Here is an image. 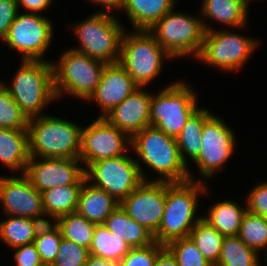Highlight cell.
Wrapping results in <instances>:
<instances>
[{
  "instance_id": "d6986e66",
  "label": "cell",
  "mask_w": 267,
  "mask_h": 266,
  "mask_svg": "<svg viewBox=\"0 0 267 266\" xmlns=\"http://www.w3.org/2000/svg\"><path fill=\"white\" fill-rule=\"evenodd\" d=\"M137 88L122 103L107 113L104 118L125 132L130 138L150 126V103L152 94Z\"/></svg>"
},
{
  "instance_id": "60d3db41",
  "label": "cell",
  "mask_w": 267,
  "mask_h": 266,
  "mask_svg": "<svg viewBox=\"0 0 267 266\" xmlns=\"http://www.w3.org/2000/svg\"><path fill=\"white\" fill-rule=\"evenodd\" d=\"M16 266H42L39 252L34 243L13 248Z\"/></svg>"
},
{
  "instance_id": "3957f363",
  "label": "cell",
  "mask_w": 267,
  "mask_h": 266,
  "mask_svg": "<svg viewBox=\"0 0 267 266\" xmlns=\"http://www.w3.org/2000/svg\"><path fill=\"white\" fill-rule=\"evenodd\" d=\"M82 126L49 115L29 119V156L40 158H79Z\"/></svg>"
},
{
  "instance_id": "603a6c76",
  "label": "cell",
  "mask_w": 267,
  "mask_h": 266,
  "mask_svg": "<svg viewBox=\"0 0 267 266\" xmlns=\"http://www.w3.org/2000/svg\"><path fill=\"white\" fill-rule=\"evenodd\" d=\"M103 225L130 248L147 246L155 241L153 234L130 218L120 205L106 218Z\"/></svg>"
},
{
  "instance_id": "2e32d148",
  "label": "cell",
  "mask_w": 267,
  "mask_h": 266,
  "mask_svg": "<svg viewBox=\"0 0 267 266\" xmlns=\"http://www.w3.org/2000/svg\"><path fill=\"white\" fill-rule=\"evenodd\" d=\"M0 203L8 216L33 218L44 224L50 222L44 218L42 193L25 174L0 177Z\"/></svg>"
},
{
  "instance_id": "30bf717a",
  "label": "cell",
  "mask_w": 267,
  "mask_h": 266,
  "mask_svg": "<svg viewBox=\"0 0 267 266\" xmlns=\"http://www.w3.org/2000/svg\"><path fill=\"white\" fill-rule=\"evenodd\" d=\"M129 155L117 156L91 163L85 169L88 182L105 190L121 203L143 181H148L139 161Z\"/></svg>"
},
{
  "instance_id": "ee69618b",
  "label": "cell",
  "mask_w": 267,
  "mask_h": 266,
  "mask_svg": "<svg viewBox=\"0 0 267 266\" xmlns=\"http://www.w3.org/2000/svg\"><path fill=\"white\" fill-rule=\"evenodd\" d=\"M94 4L102 5L103 8H106L107 10H104V12L109 13L113 10H122L124 0H90Z\"/></svg>"
},
{
  "instance_id": "4fadbf2b",
  "label": "cell",
  "mask_w": 267,
  "mask_h": 266,
  "mask_svg": "<svg viewBox=\"0 0 267 266\" xmlns=\"http://www.w3.org/2000/svg\"><path fill=\"white\" fill-rule=\"evenodd\" d=\"M235 133L216 115H211L203 124L201 152L193 161L203 179L212 178L224 169V164L235 151ZM219 170V171H218Z\"/></svg>"
},
{
  "instance_id": "ac0fdd59",
  "label": "cell",
  "mask_w": 267,
  "mask_h": 266,
  "mask_svg": "<svg viewBox=\"0 0 267 266\" xmlns=\"http://www.w3.org/2000/svg\"><path fill=\"white\" fill-rule=\"evenodd\" d=\"M139 88L126 69L119 63L106 64L95 92L88 99L94 100L101 108L104 117Z\"/></svg>"
},
{
  "instance_id": "8992f818",
  "label": "cell",
  "mask_w": 267,
  "mask_h": 266,
  "mask_svg": "<svg viewBox=\"0 0 267 266\" xmlns=\"http://www.w3.org/2000/svg\"><path fill=\"white\" fill-rule=\"evenodd\" d=\"M113 14L100 11L73 25L79 48H72L106 64L119 61L125 28Z\"/></svg>"
},
{
  "instance_id": "6da1fadb",
  "label": "cell",
  "mask_w": 267,
  "mask_h": 266,
  "mask_svg": "<svg viewBox=\"0 0 267 266\" xmlns=\"http://www.w3.org/2000/svg\"><path fill=\"white\" fill-rule=\"evenodd\" d=\"M203 181L166 182V200L161 224L153 235L162 245L189 236L192 228L203 217H195L199 194H207Z\"/></svg>"
},
{
  "instance_id": "52a82bcc",
  "label": "cell",
  "mask_w": 267,
  "mask_h": 266,
  "mask_svg": "<svg viewBox=\"0 0 267 266\" xmlns=\"http://www.w3.org/2000/svg\"><path fill=\"white\" fill-rule=\"evenodd\" d=\"M105 65L71 48L65 51L57 64L52 62L56 98L65 93L87 102L99 84Z\"/></svg>"
},
{
  "instance_id": "f6af8a7d",
  "label": "cell",
  "mask_w": 267,
  "mask_h": 266,
  "mask_svg": "<svg viewBox=\"0 0 267 266\" xmlns=\"http://www.w3.org/2000/svg\"><path fill=\"white\" fill-rule=\"evenodd\" d=\"M85 266H119V262L89 255Z\"/></svg>"
},
{
  "instance_id": "277c9868",
  "label": "cell",
  "mask_w": 267,
  "mask_h": 266,
  "mask_svg": "<svg viewBox=\"0 0 267 266\" xmlns=\"http://www.w3.org/2000/svg\"><path fill=\"white\" fill-rule=\"evenodd\" d=\"M1 83L28 119L40 116L51 101L58 100L54 91L52 61L22 59L12 85Z\"/></svg>"
},
{
  "instance_id": "7c38bea8",
  "label": "cell",
  "mask_w": 267,
  "mask_h": 266,
  "mask_svg": "<svg viewBox=\"0 0 267 266\" xmlns=\"http://www.w3.org/2000/svg\"><path fill=\"white\" fill-rule=\"evenodd\" d=\"M52 26L50 19L42 14L18 13L4 42L21 52L23 60H42L52 41Z\"/></svg>"
},
{
  "instance_id": "ba28073f",
  "label": "cell",
  "mask_w": 267,
  "mask_h": 266,
  "mask_svg": "<svg viewBox=\"0 0 267 266\" xmlns=\"http://www.w3.org/2000/svg\"><path fill=\"white\" fill-rule=\"evenodd\" d=\"M197 95L185 82L170 83L150 103V126L177 138L191 115L199 108Z\"/></svg>"
},
{
  "instance_id": "7402d4cb",
  "label": "cell",
  "mask_w": 267,
  "mask_h": 266,
  "mask_svg": "<svg viewBox=\"0 0 267 266\" xmlns=\"http://www.w3.org/2000/svg\"><path fill=\"white\" fill-rule=\"evenodd\" d=\"M175 1L177 0H124L122 9L135 30H150L176 7Z\"/></svg>"
},
{
  "instance_id": "83f0119b",
  "label": "cell",
  "mask_w": 267,
  "mask_h": 266,
  "mask_svg": "<svg viewBox=\"0 0 267 266\" xmlns=\"http://www.w3.org/2000/svg\"><path fill=\"white\" fill-rule=\"evenodd\" d=\"M43 224L33 218L8 216L0 222V239L11 248L34 243Z\"/></svg>"
},
{
  "instance_id": "d6a6232c",
  "label": "cell",
  "mask_w": 267,
  "mask_h": 266,
  "mask_svg": "<svg viewBox=\"0 0 267 266\" xmlns=\"http://www.w3.org/2000/svg\"><path fill=\"white\" fill-rule=\"evenodd\" d=\"M238 236L248 247L259 253L267 247V218L247 211Z\"/></svg>"
},
{
  "instance_id": "44dd1931",
  "label": "cell",
  "mask_w": 267,
  "mask_h": 266,
  "mask_svg": "<svg viewBox=\"0 0 267 266\" xmlns=\"http://www.w3.org/2000/svg\"><path fill=\"white\" fill-rule=\"evenodd\" d=\"M28 130L0 127V162L12 171L24 174L29 161Z\"/></svg>"
},
{
  "instance_id": "ab89813d",
  "label": "cell",
  "mask_w": 267,
  "mask_h": 266,
  "mask_svg": "<svg viewBox=\"0 0 267 266\" xmlns=\"http://www.w3.org/2000/svg\"><path fill=\"white\" fill-rule=\"evenodd\" d=\"M20 9L17 0H0V40H5Z\"/></svg>"
},
{
  "instance_id": "8fae6325",
  "label": "cell",
  "mask_w": 267,
  "mask_h": 266,
  "mask_svg": "<svg viewBox=\"0 0 267 266\" xmlns=\"http://www.w3.org/2000/svg\"><path fill=\"white\" fill-rule=\"evenodd\" d=\"M258 45L250 37L228 32L227 30L205 31L200 54L196 58L207 65H213L223 71H234L248 61Z\"/></svg>"
},
{
  "instance_id": "1f68e13d",
  "label": "cell",
  "mask_w": 267,
  "mask_h": 266,
  "mask_svg": "<svg viewBox=\"0 0 267 266\" xmlns=\"http://www.w3.org/2000/svg\"><path fill=\"white\" fill-rule=\"evenodd\" d=\"M55 224L60 228L64 239L89 249L93 239L95 223L75 212L59 217Z\"/></svg>"
},
{
  "instance_id": "9a60e30c",
  "label": "cell",
  "mask_w": 267,
  "mask_h": 266,
  "mask_svg": "<svg viewBox=\"0 0 267 266\" xmlns=\"http://www.w3.org/2000/svg\"><path fill=\"white\" fill-rule=\"evenodd\" d=\"M165 200L166 182L148 180L132 191L120 206L130 218L154 235L162 221Z\"/></svg>"
},
{
  "instance_id": "f546056e",
  "label": "cell",
  "mask_w": 267,
  "mask_h": 266,
  "mask_svg": "<svg viewBox=\"0 0 267 266\" xmlns=\"http://www.w3.org/2000/svg\"><path fill=\"white\" fill-rule=\"evenodd\" d=\"M129 245L113 235L103 224L96 225L89 247L92 256L119 262L130 250Z\"/></svg>"
},
{
  "instance_id": "9c48e42d",
  "label": "cell",
  "mask_w": 267,
  "mask_h": 266,
  "mask_svg": "<svg viewBox=\"0 0 267 266\" xmlns=\"http://www.w3.org/2000/svg\"><path fill=\"white\" fill-rule=\"evenodd\" d=\"M174 9L165 14L149 31L173 58L189 54L197 58L205 31H211L212 27L205 24V19L201 17L177 13Z\"/></svg>"
},
{
  "instance_id": "b9f144b4",
  "label": "cell",
  "mask_w": 267,
  "mask_h": 266,
  "mask_svg": "<svg viewBox=\"0 0 267 266\" xmlns=\"http://www.w3.org/2000/svg\"><path fill=\"white\" fill-rule=\"evenodd\" d=\"M52 0H17L18 8L20 4L26 8L29 13H38L51 6Z\"/></svg>"
},
{
  "instance_id": "7a4b0ae2",
  "label": "cell",
  "mask_w": 267,
  "mask_h": 266,
  "mask_svg": "<svg viewBox=\"0 0 267 266\" xmlns=\"http://www.w3.org/2000/svg\"><path fill=\"white\" fill-rule=\"evenodd\" d=\"M131 148L140 160L161 175L155 181H197L180 156L176 138L148 126L131 137Z\"/></svg>"
},
{
  "instance_id": "e575fe53",
  "label": "cell",
  "mask_w": 267,
  "mask_h": 266,
  "mask_svg": "<svg viewBox=\"0 0 267 266\" xmlns=\"http://www.w3.org/2000/svg\"><path fill=\"white\" fill-rule=\"evenodd\" d=\"M29 119L0 81V127L12 130H28Z\"/></svg>"
},
{
  "instance_id": "7dc6e473",
  "label": "cell",
  "mask_w": 267,
  "mask_h": 266,
  "mask_svg": "<svg viewBox=\"0 0 267 266\" xmlns=\"http://www.w3.org/2000/svg\"><path fill=\"white\" fill-rule=\"evenodd\" d=\"M42 266H55L54 264H42Z\"/></svg>"
},
{
  "instance_id": "bcb514c9",
  "label": "cell",
  "mask_w": 267,
  "mask_h": 266,
  "mask_svg": "<svg viewBox=\"0 0 267 266\" xmlns=\"http://www.w3.org/2000/svg\"><path fill=\"white\" fill-rule=\"evenodd\" d=\"M264 252H265V259H266V261H267V247L263 250Z\"/></svg>"
},
{
  "instance_id": "e0dca14e",
  "label": "cell",
  "mask_w": 267,
  "mask_h": 266,
  "mask_svg": "<svg viewBox=\"0 0 267 266\" xmlns=\"http://www.w3.org/2000/svg\"><path fill=\"white\" fill-rule=\"evenodd\" d=\"M29 157L25 175L40 193L47 189L67 184H84L85 168L79 158Z\"/></svg>"
},
{
  "instance_id": "5bb4252c",
  "label": "cell",
  "mask_w": 267,
  "mask_h": 266,
  "mask_svg": "<svg viewBox=\"0 0 267 266\" xmlns=\"http://www.w3.org/2000/svg\"><path fill=\"white\" fill-rule=\"evenodd\" d=\"M131 145V138L113 126L104 117L81 130V151L79 159L88 167L95 161L125 155Z\"/></svg>"
},
{
  "instance_id": "f1b7e54d",
  "label": "cell",
  "mask_w": 267,
  "mask_h": 266,
  "mask_svg": "<svg viewBox=\"0 0 267 266\" xmlns=\"http://www.w3.org/2000/svg\"><path fill=\"white\" fill-rule=\"evenodd\" d=\"M197 246L203 257L216 266L222 249L224 236L201 218L192 228L188 236Z\"/></svg>"
},
{
  "instance_id": "836d02e7",
  "label": "cell",
  "mask_w": 267,
  "mask_h": 266,
  "mask_svg": "<svg viewBox=\"0 0 267 266\" xmlns=\"http://www.w3.org/2000/svg\"><path fill=\"white\" fill-rule=\"evenodd\" d=\"M62 238L60 228L53 221L38 230L34 244L43 264H53L56 260Z\"/></svg>"
},
{
  "instance_id": "4dcf8cb0",
  "label": "cell",
  "mask_w": 267,
  "mask_h": 266,
  "mask_svg": "<svg viewBox=\"0 0 267 266\" xmlns=\"http://www.w3.org/2000/svg\"><path fill=\"white\" fill-rule=\"evenodd\" d=\"M258 255L238 235L224 236L220 258L216 266H260Z\"/></svg>"
},
{
  "instance_id": "d4e9b609",
  "label": "cell",
  "mask_w": 267,
  "mask_h": 266,
  "mask_svg": "<svg viewBox=\"0 0 267 266\" xmlns=\"http://www.w3.org/2000/svg\"><path fill=\"white\" fill-rule=\"evenodd\" d=\"M248 5L247 0H204L201 15L240 29L247 22Z\"/></svg>"
},
{
  "instance_id": "74e56055",
  "label": "cell",
  "mask_w": 267,
  "mask_h": 266,
  "mask_svg": "<svg viewBox=\"0 0 267 266\" xmlns=\"http://www.w3.org/2000/svg\"><path fill=\"white\" fill-rule=\"evenodd\" d=\"M89 250L62 238L55 266H85L89 257Z\"/></svg>"
},
{
  "instance_id": "8d00e7d4",
  "label": "cell",
  "mask_w": 267,
  "mask_h": 266,
  "mask_svg": "<svg viewBox=\"0 0 267 266\" xmlns=\"http://www.w3.org/2000/svg\"><path fill=\"white\" fill-rule=\"evenodd\" d=\"M165 248V245L154 241L143 247L131 248L119 261V266H154L157 255Z\"/></svg>"
},
{
  "instance_id": "5b68a950",
  "label": "cell",
  "mask_w": 267,
  "mask_h": 266,
  "mask_svg": "<svg viewBox=\"0 0 267 266\" xmlns=\"http://www.w3.org/2000/svg\"><path fill=\"white\" fill-rule=\"evenodd\" d=\"M124 32L119 63L126 69L133 82L144 88L161 73L164 59L173 58L157 42L149 30Z\"/></svg>"
},
{
  "instance_id": "484cf974",
  "label": "cell",
  "mask_w": 267,
  "mask_h": 266,
  "mask_svg": "<svg viewBox=\"0 0 267 266\" xmlns=\"http://www.w3.org/2000/svg\"><path fill=\"white\" fill-rule=\"evenodd\" d=\"M246 212L247 208H241L238 203L224 200L211 206L208 216L202 218L223 236H235Z\"/></svg>"
},
{
  "instance_id": "7bdbcfd3",
  "label": "cell",
  "mask_w": 267,
  "mask_h": 266,
  "mask_svg": "<svg viewBox=\"0 0 267 266\" xmlns=\"http://www.w3.org/2000/svg\"><path fill=\"white\" fill-rule=\"evenodd\" d=\"M154 266H179L176 258L165 247L156 258Z\"/></svg>"
},
{
  "instance_id": "d590c367",
  "label": "cell",
  "mask_w": 267,
  "mask_h": 266,
  "mask_svg": "<svg viewBox=\"0 0 267 266\" xmlns=\"http://www.w3.org/2000/svg\"><path fill=\"white\" fill-rule=\"evenodd\" d=\"M165 247L176 258L179 266H213L189 237L172 240Z\"/></svg>"
},
{
  "instance_id": "4316f807",
  "label": "cell",
  "mask_w": 267,
  "mask_h": 266,
  "mask_svg": "<svg viewBox=\"0 0 267 266\" xmlns=\"http://www.w3.org/2000/svg\"><path fill=\"white\" fill-rule=\"evenodd\" d=\"M212 115L208 109L198 108L188 119L176 138L182 161L187 165V157L195 160L201 152L202 129L204 122Z\"/></svg>"
},
{
  "instance_id": "ffe728a7",
  "label": "cell",
  "mask_w": 267,
  "mask_h": 266,
  "mask_svg": "<svg viewBox=\"0 0 267 266\" xmlns=\"http://www.w3.org/2000/svg\"><path fill=\"white\" fill-rule=\"evenodd\" d=\"M88 183L85 180L81 188L76 212L96 225L104 224L120 203L105 190Z\"/></svg>"
},
{
  "instance_id": "f35d334b",
  "label": "cell",
  "mask_w": 267,
  "mask_h": 266,
  "mask_svg": "<svg viewBox=\"0 0 267 266\" xmlns=\"http://www.w3.org/2000/svg\"><path fill=\"white\" fill-rule=\"evenodd\" d=\"M247 197V211L267 218V181L252 188Z\"/></svg>"
},
{
  "instance_id": "cb8c5ba5",
  "label": "cell",
  "mask_w": 267,
  "mask_h": 266,
  "mask_svg": "<svg viewBox=\"0 0 267 266\" xmlns=\"http://www.w3.org/2000/svg\"><path fill=\"white\" fill-rule=\"evenodd\" d=\"M83 184L56 186L42 192L45 216L54 222L61 216L75 213L78 207L79 194Z\"/></svg>"
}]
</instances>
